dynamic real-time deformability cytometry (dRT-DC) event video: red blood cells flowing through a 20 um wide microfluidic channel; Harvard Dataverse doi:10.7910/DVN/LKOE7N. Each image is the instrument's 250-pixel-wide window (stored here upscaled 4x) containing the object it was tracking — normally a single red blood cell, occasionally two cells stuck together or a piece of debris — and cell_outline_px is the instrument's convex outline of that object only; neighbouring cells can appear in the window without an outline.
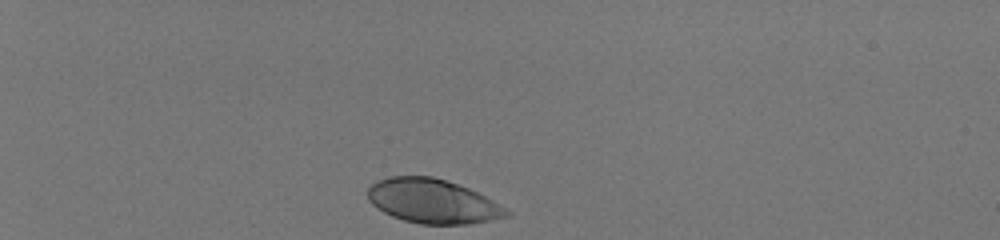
{"species": "human", "species_latin": "Homo sapiens", "temperature_condition": "room temperature", "stored_images_in_passage": 35, "camera_frame_rate_fps": 3000, "um_per_image_px": 0.085, "donor": {"sex": "male"}, "frame": {"image": 1, "passage_image": 1, "time_ms": 0.0, "image_size_px": [1000, 240], "cell_outline_px": [[512, 212], [508, 216], [492, 220], [468, 224], [420, 224], [404, 220], [392, 216], [376, 208], [368, 200], [368, 188], [372, 184], [388, 176], [432, 176], [468, 188], [492, 200]], "centroid_in_image_um": [36.76, 17.11], "position_along_channel_um": 48.2, "area_um2": 35.55}}
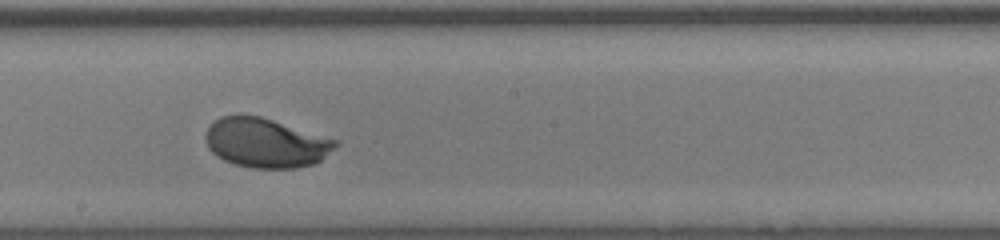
{"frame": {"image": 2, "passage_image": 20, "time_ms": 6.333, "image_size_px": [1000, 240], "cell_outline_px": [[340, 144], [336, 148], [316, 164], [296, 168], [252, 168], [236, 164], [224, 160], [216, 156], [208, 148], [204, 136], [204, 132], [212, 120], [220, 116], [236, 112], [240, 112], [260, 116], [340, 140]], "centroid_in_image_um": [22.57, 12.11], "position_along_channel_um": 225.6, "area_um2": 38.44}}
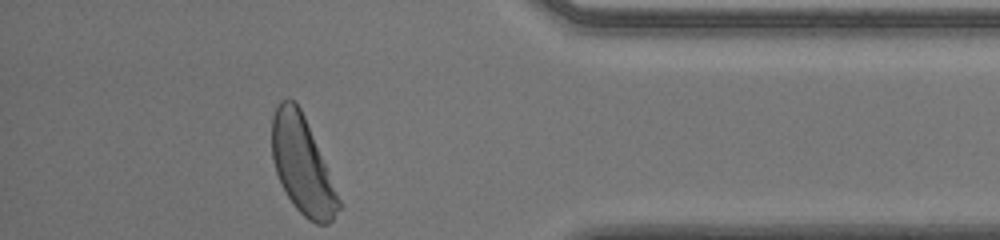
{"frame": {"image": 3, "passage_image": 35, "time_ms": 11.333, "image_size_px": [1000, 240], "cell_outline_px": [[340, 208], [332, 220], [328, 224], [316, 224], [308, 220], [296, 208], [288, 196], [276, 172], [272, 160], [272, 116], [276, 104], [280, 100], [288, 96], [300, 108], [304, 116], [328, 168], [340, 200]], "centroid_in_image_um": [25.68, 14.01], "position_along_channel_um": 409.5, "area_um2": 37.57}, "authors_computed_cell_mechanics": {"area_um2": 37.0498, "velocity_mm_per_s": 4.0006, "shape_relaxation_time_tau1_ms": 2.0629, "shape_relaxation_time_tau2_ms": null, "deformation_change_tau1": 0.1429, "deformation_change_tau2": null}}